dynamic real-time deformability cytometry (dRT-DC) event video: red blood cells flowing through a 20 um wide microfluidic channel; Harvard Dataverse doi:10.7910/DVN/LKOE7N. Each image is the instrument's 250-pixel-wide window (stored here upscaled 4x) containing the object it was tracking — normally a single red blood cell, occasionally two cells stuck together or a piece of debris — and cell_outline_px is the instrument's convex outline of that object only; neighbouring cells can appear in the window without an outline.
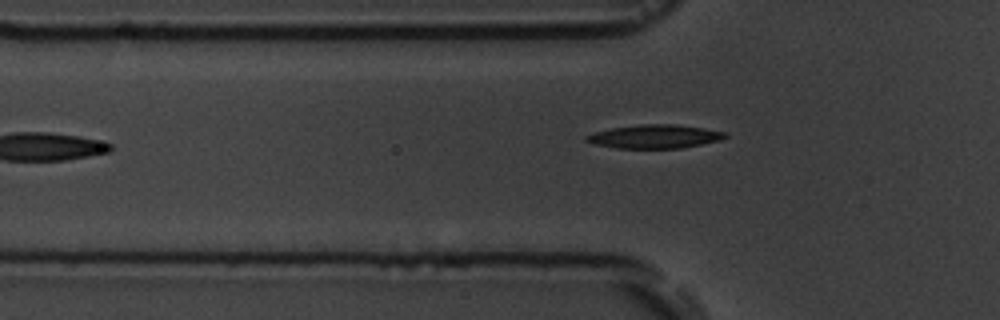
{"species": "common noctule bat (a hibernating species)", "species_latin": "Nyctalus noctula", "temperature_condition": "room temperature", "stored_images_in_passage": 7, "camera_frame_rate_fps": 3000, "um_per_image_px": 0.085, "animal": {"sex": "male", "body_mass_g": 19.5, "forearm_length_mm": 54.6}, "frame": {"image": 1, "passage_image": 7, "time_ms": 7.0, "image_size_px": [1000, 320], "cell_outline_px": [[728, 136], [720, 140], [680, 148], [616, 148], [592, 144], [584, 140], [584, 136], [596, 132], [612, 128], [640, 124], [676, 124], [724, 132]], "centroid_in_image_um": [55.58, 11.6], "position_along_channel_um": 70.2, "area_um2": 18.9}}